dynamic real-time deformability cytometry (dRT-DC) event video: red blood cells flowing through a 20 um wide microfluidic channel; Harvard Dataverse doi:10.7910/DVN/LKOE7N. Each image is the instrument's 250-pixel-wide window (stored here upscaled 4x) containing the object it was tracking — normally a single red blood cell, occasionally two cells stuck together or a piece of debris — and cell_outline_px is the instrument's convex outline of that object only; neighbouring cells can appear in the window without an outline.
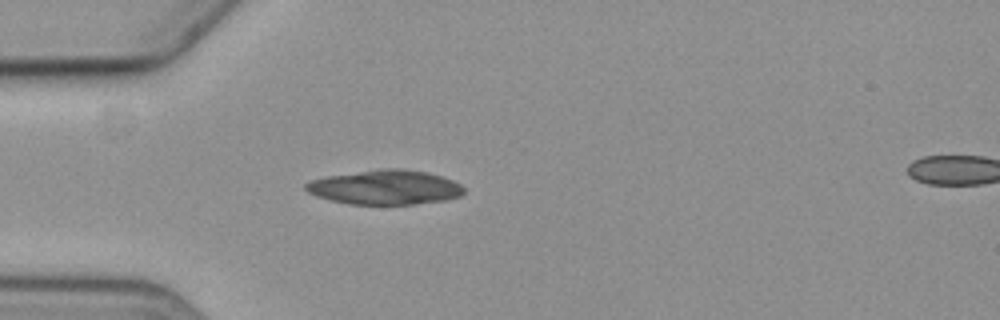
{"species": "common noctule bat (a hibernating species)", "species_latin": "Nyctalus noctula", "temperature_condition": "cold", "stored_images_in_passage": 5, "segment_of_instrument_passage": [1, 2], "camera_frame_rate_fps": 3000, "um_per_image_px": 0.085, "animal": {"sex": "female", "body_mass_g": 19.3, "forearm_length_mm": 54.1}, "frame": {"image": 1, "passage_image": 4, "time_ms": 4.333, "image_size_px": [1000, 320], "cell_outline_px": [[464, 192], [460, 196], [444, 200], [412, 204], [348, 204], [316, 196], [308, 192], [304, 188], [304, 184], [312, 180], [328, 176], [380, 168], [404, 168], [428, 172], [452, 180], [460, 184], [464, 188]], "centroid_in_image_um": [32.74, 15.91], "position_along_channel_um": 52.3, "area_um2": 31.73}}